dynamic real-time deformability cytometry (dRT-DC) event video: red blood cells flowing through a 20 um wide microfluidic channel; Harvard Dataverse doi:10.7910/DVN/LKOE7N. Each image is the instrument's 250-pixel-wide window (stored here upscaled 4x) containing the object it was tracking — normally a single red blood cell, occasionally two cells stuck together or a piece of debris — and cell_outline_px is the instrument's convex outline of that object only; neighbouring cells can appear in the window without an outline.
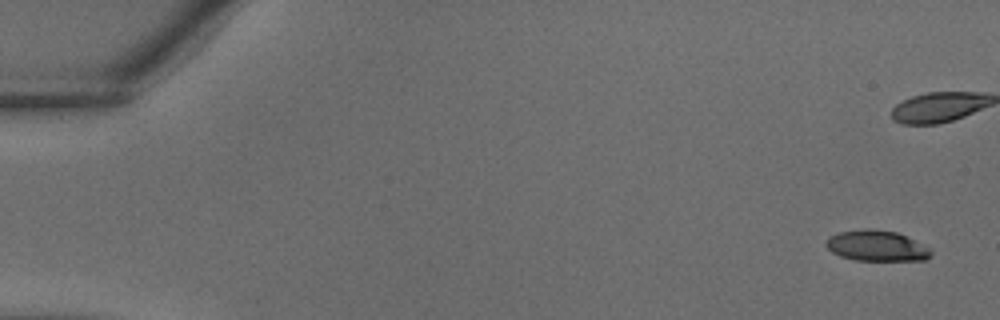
{"species": "common noctule bat (a hibernating species)", "species_latin": "Nyctalus noctula", "temperature_condition": "warm", "stored_images_in_passage": 30, "camera_frame_rate_fps": 3000, "um_per_image_px": 0.085, "animal": {"sex": "male", "body_mass_g": 18.8}, "frame": {"image": 1, "passage_image": 1, "time_ms": 0.0, "image_size_px": [1000, 320], "cell_outline_px": [[932, 252], [924, 260], [856, 260], [840, 256], [832, 252], [824, 244], [828, 236], [836, 232], [864, 228], [872, 228], [896, 232], [928, 248]], "centroid_in_image_um": [74.41, 20.88], "position_along_channel_um": 10.6, "area_um2": 18.61}}
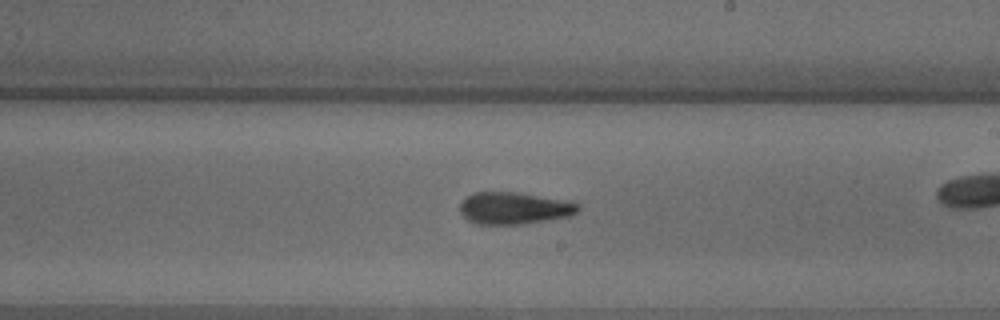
{"frame": {"image": 2, "passage_image": 22, "time_ms": 7.0, "image_size_px": [1000, 320], "cell_outline_px": [[580, 208], [572, 216], [548, 220], [520, 224], [480, 224], [468, 220], [460, 212], [460, 204], [468, 196], [476, 192], [516, 192], [564, 200], [580, 204]], "centroid_in_image_um": [43.72, 17.7], "position_along_channel_um": 245.3, "area_um2": 21.85}}